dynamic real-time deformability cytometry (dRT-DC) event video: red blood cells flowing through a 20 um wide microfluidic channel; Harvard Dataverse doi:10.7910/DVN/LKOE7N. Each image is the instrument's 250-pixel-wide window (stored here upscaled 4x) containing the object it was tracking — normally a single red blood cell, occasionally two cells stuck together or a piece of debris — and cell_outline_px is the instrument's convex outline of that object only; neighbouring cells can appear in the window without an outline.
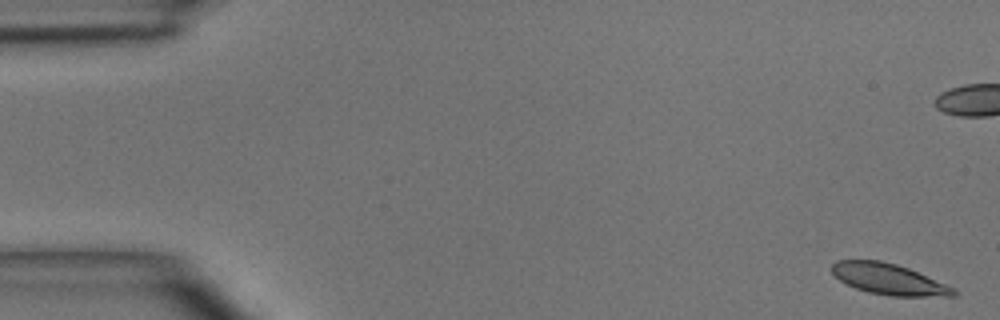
{"species": "common noctule bat (a hibernating species)", "species_latin": "Nyctalus noctula", "temperature_condition": "room temperature", "stored_images_in_passage": 5, "camera_frame_rate_fps": 3000, "um_per_image_px": 0.085, "animal": {"sex": "male", "body_mass_g": 15.6}, "frame": {"image": 1, "passage_image": 1, "time_ms": 0.0, "image_size_px": [1000, 320], "cell_outline_px": [[960, 292], [956, 296], [888, 296], [868, 292], [856, 288], [840, 280], [832, 272], [832, 264], [836, 260], [880, 260], [896, 264], [908, 268], [956, 288]], "centroid_in_image_um": [75.59, 23.73], "position_along_channel_um": 9.4, "area_um2": 21.96}}
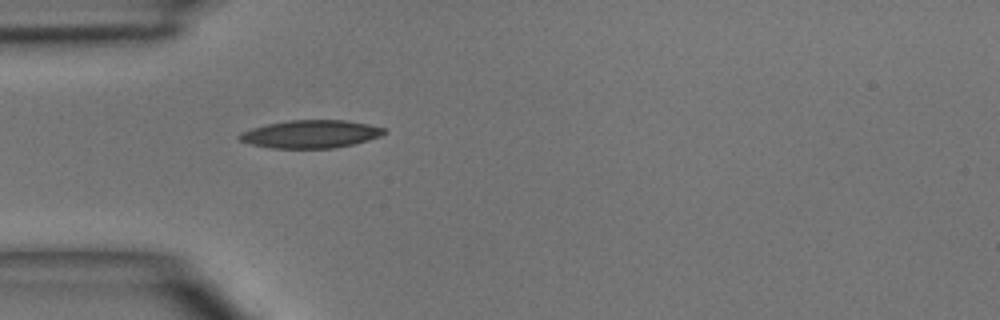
{"frame": {"image": 2, "passage_image": 5, "time_ms": 5.333, "image_size_px": [1000, 320], "cell_outline_px": [[388, 132], [380, 136], [352, 144], [332, 148], [272, 148], [252, 144], [240, 140], [236, 136], [240, 132], [252, 128], [268, 124], [292, 120], [344, 120], [368, 124], [384, 128]], "centroid_in_image_um": [26.4, 11.39], "position_along_channel_um": 58.6, "area_um2": 23.29}}